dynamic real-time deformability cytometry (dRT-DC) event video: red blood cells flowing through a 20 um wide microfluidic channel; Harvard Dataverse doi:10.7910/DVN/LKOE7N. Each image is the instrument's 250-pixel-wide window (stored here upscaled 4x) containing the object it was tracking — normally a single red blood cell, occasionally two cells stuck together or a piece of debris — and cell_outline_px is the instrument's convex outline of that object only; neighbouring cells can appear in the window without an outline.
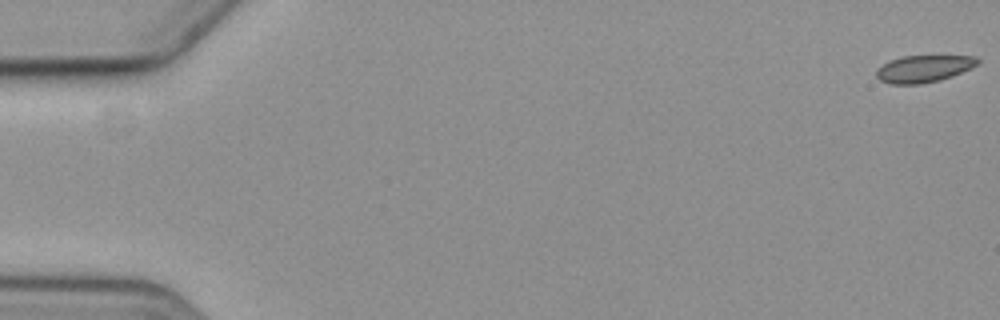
{"species": "common noctule bat (a hibernating species)", "species_latin": "Nyctalus noctula", "temperature_condition": "cold", "stored_images_in_passage": 14, "camera_frame_rate_fps": 3000, "um_per_image_px": 0.085, "animal": {"sex": "female", "body_mass_g": 19.3, "forearm_length_mm": 54.1}, "frame": {"image": 1, "passage_image": 1, "time_ms": 0.0, "image_size_px": [1000, 320], "cell_outline_px": [[980, 64], [972, 68], [952, 76], [940, 80], [920, 84], [888, 84], [880, 80], [876, 76], [876, 68], [888, 60], [900, 56], [976, 56], [980, 60]], "centroid_in_image_um": [78.5, 5.84], "position_along_channel_um": 6.5, "area_um2": 16.24}}